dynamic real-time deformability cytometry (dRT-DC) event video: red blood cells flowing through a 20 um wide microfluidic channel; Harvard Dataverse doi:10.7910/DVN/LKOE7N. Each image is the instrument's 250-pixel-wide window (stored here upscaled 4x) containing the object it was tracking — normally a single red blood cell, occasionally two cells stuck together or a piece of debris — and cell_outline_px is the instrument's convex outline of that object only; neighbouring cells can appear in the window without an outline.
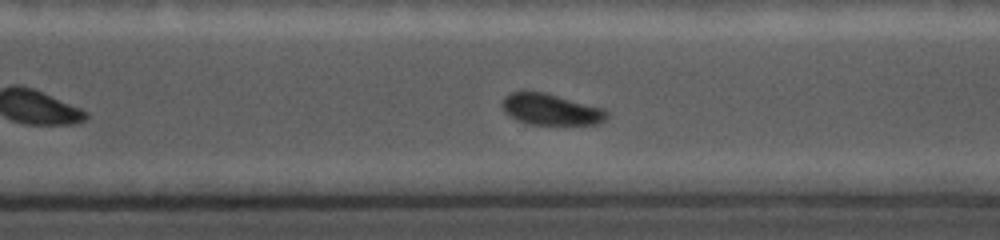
{"species": "common noctule bat (a hibernating species)", "species_latin": "Nyctalus noctula", "temperature_condition": "cold", "stored_images_in_passage": 42, "camera_frame_rate_fps": 5000, "um_per_image_px": 0.085, "animal": {"sex": "female", "body_mass_g": 19.0, "forearm_length_mm": 56.7}, "frame": {"image": 1, "passage_image": 29, "time_ms": 8.2, "image_size_px": [1000, 240], "cell_outline_px": [[608, 116], [604, 120], [596, 124], [528, 124], [516, 120], [508, 116], [504, 112], [504, 96], [512, 92], [544, 92], [604, 108], [608, 112]], "centroid_in_image_um": [46.83, 9.31], "position_along_channel_um": 323.8, "area_um2": 18.84}}
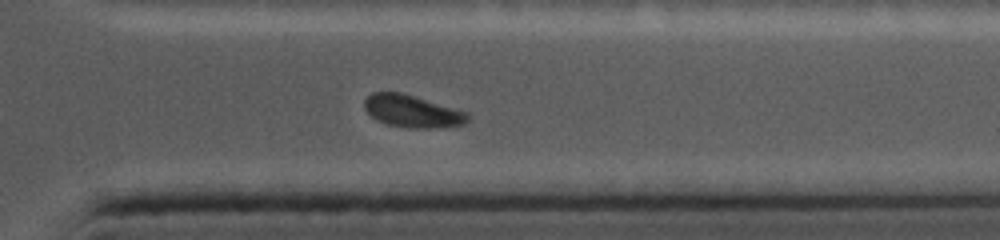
{"frame": {"image": 2, "passage_image": 34, "time_ms": 9.6, "image_size_px": [1000, 240], "cell_outline_px": [[468, 120], [464, 124], [428, 128], [412, 128], [388, 124], [376, 120], [364, 108], [364, 100], [372, 92], [400, 92], [468, 112]], "centroid_in_image_um": [35.01, 9.45], "position_along_channel_um": 376.4, "area_um2": 19.13}}
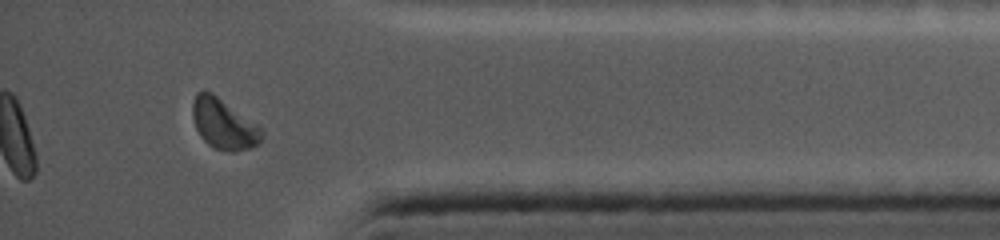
{"frame": {"image": 3, "passage_image": 38, "time_ms": 10.8, "image_size_px": [1000, 240], "cell_outline_px": [[264, 132], [260, 140], [252, 148], [236, 152], [232, 152], [216, 148], [208, 144], [200, 136], [196, 128], [192, 116], [192, 104], [196, 92], [212, 92], [260, 128]], "centroid_in_image_um": [18.98, 10.56], "position_along_channel_um": 416.2, "area_um2": 19.83}, "authors_computed_cell_mechanics": {"area_um2": 20.0566, "velocity_mm_per_s": 3.6979, "shape_relaxation_time_tau1_ms": null, "shape_relaxation_time_tau2_ms": 1.7387, "deformation_change_tau1": null, "deformation_change_tau2": 0.0507}}